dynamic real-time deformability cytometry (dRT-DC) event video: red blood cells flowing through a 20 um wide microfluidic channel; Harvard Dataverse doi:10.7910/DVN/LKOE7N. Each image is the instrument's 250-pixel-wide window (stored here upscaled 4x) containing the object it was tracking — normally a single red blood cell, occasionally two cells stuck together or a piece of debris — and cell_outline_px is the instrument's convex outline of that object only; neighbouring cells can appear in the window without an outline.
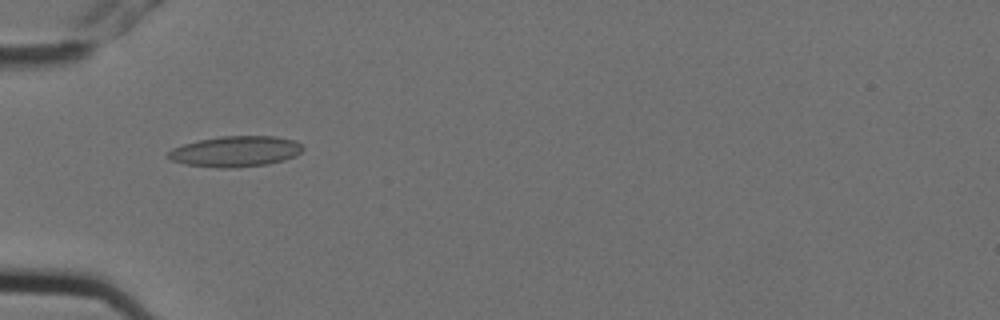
{"species": "Egyptian fruit bat (a non-hibernating species)", "species_latin": "Rousettus aegyptiacus", "temperature_condition": "cold", "stored_images_in_passage": 3, "camera_frame_rate_fps": 3000, "um_per_image_px": 0.085, "animal": {"sex": "female"}, "frame": {"image": 1, "passage_image": 2, "time_ms": 0.333, "image_size_px": [1000, 320], "cell_outline_px": [[304, 148], [296, 156], [284, 160], [268, 164], [232, 168], [220, 168], [184, 164], [172, 160], [164, 156], [172, 148], [184, 144], [200, 140], [220, 136], [276, 136], [296, 140]], "centroid_in_image_um": [20.02, 12.87], "position_along_channel_um": 65.0, "area_um2": 24.22}}
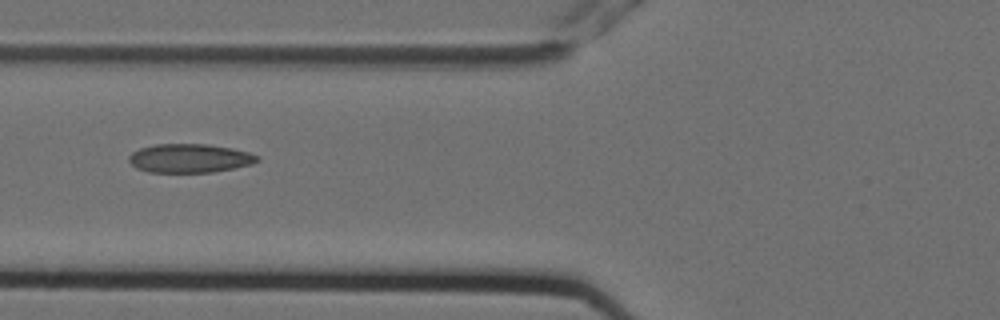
{"frame": {"image": 2, "passage_image": 3, "time_ms": 0.667, "image_size_px": [1000, 320], "cell_outline_px": [[260, 160], [252, 164], [212, 172], [148, 172], [136, 168], [128, 160], [128, 156], [132, 152], [140, 148], [156, 144], [208, 144], [232, 148], [248, 152], [260, 156]], "centroid_in_image_um": [16.12, 13.45], "position_along_channel_um": 109.7, "area_um2": 21.56}}